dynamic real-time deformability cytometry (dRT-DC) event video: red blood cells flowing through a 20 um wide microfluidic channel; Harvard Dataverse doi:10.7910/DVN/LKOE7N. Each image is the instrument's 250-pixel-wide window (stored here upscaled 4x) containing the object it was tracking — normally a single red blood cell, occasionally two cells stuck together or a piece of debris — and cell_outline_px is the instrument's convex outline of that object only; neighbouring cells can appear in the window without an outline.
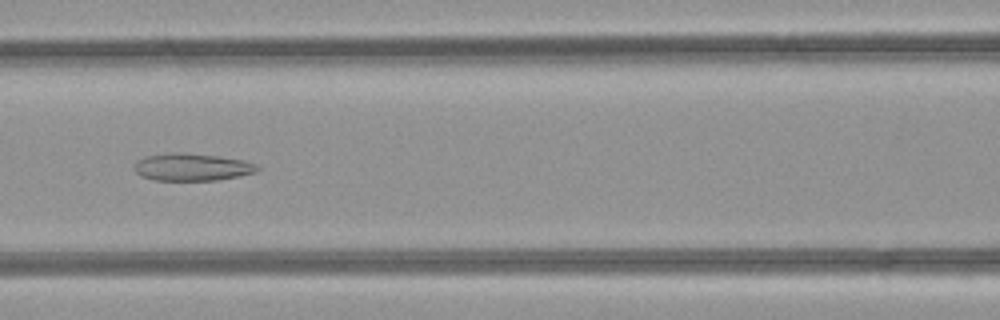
{"species": "common noctule bat (a hibernating species)", "species_latin": "Nyctalus noctula", "temperature_condition": "room temperature", "stored_images_in_passage": 35, "camera_frame_rate_fps": 3000, "um_per_image_px": 0.085, "animal": {"sex": "female", "body_mass_g": 21.9}, "frame": {"image": 1, "passage_image": 8, "time_ms": 2.333, "image_size_px": [1000, 320], "cell_outline_px": [[260, 168], [256, 172], [240, 176], [216, 180], [152, 180], [140, 176], [132, 168], [136, 160], [144, 156], [176, 152], [180, 152], [220, 156], [244, 160], [256, 164]], "centroid_in_image_um": [16.29, 14.2], "position_along_channel_um": 150.3, "area_um2": 19.88}}
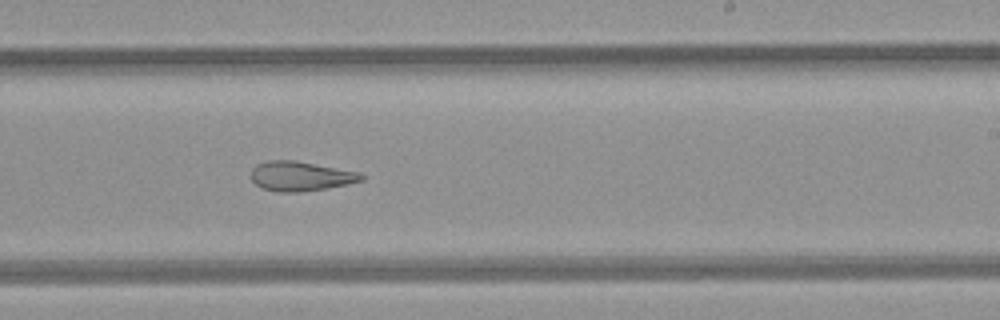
{"frame": {"image": 2, "passage_image": 16, "time_ms": 5.0, "image_size_px": [1000, 320], "cell_outline_px": [[364, 180], [348, 184], [300, 192], [276, 192], [264, 188], [256, 184], [248, 176], [252, 168], [256, 164], [268, 160], [296, 160], [360, 172], [364, 176]], "centroid_in_image_um": [25.52, 14.96], "position_along_channel_um": 263.5, "area_um2": 19.19}}
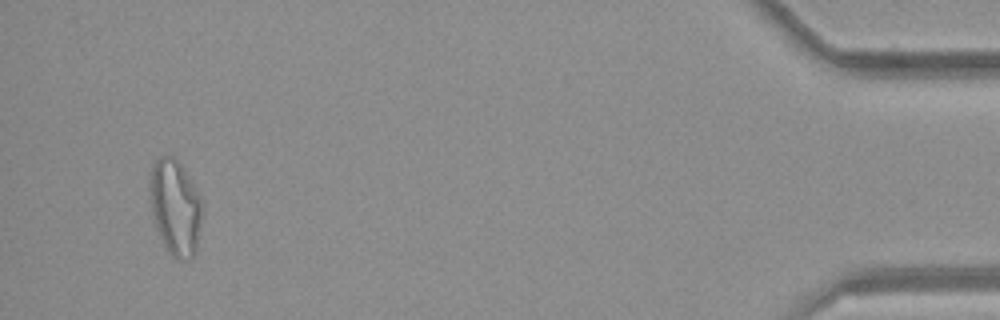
{"frame": {"image": 3, "passage_image": 33, "time_ms": 10.667, "image_size_px": [1000, 320], "cell_outline_px": [[204, 204], [196, 248], [192, 256], [176, 260], [168, 252], [156, 228], [152, 216], [148, 188], [148, 180], [152, 164], [160, 156], [172, 156], [184, 168], [200, 196]], "centroid_in_image_um": [14.87, 17.58], "position_along_channel_um": 420.3, "area_um2": 29.42}, "authors_computed_cell_mechanics": {"area_um2": 20.7502, "velocity_mm_per_s": 4.2603, "shape_relaxation_time_tau1_ms": null, "shape_relaxation_time_tau2_ms": 3.815, "deformation_change_tau1": null, "deformation_change_tau2": 0.1382}}